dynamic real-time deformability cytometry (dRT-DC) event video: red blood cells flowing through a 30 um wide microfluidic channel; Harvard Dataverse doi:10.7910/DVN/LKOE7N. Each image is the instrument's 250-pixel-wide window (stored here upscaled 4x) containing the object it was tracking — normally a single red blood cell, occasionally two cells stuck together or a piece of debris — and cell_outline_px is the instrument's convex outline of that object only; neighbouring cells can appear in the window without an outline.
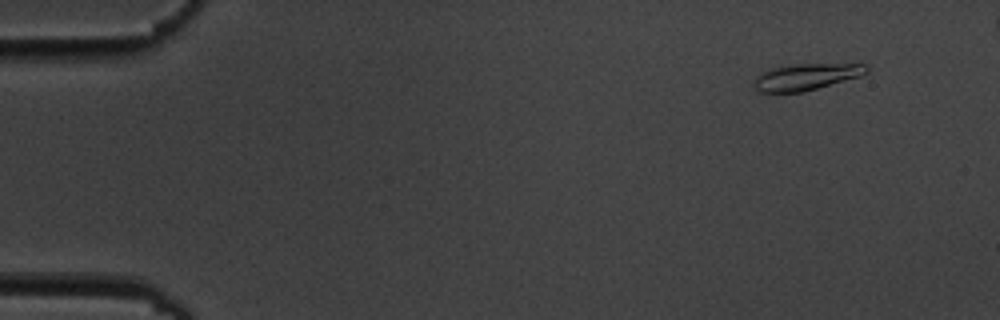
{"species": "common noctule bat (a hibernating species)", "species_latin": "Nyctalus noctula", "temperature_condition": "cold", "stored_images_in_passage": 7, "camera_frame_rate_fps": 3000, "um_per_image_px": 0.085, "animal": {"sex": "male", "body_mass_g": 19.5, "forearm_length_mm": 54.6}, "frame": {"image": 1, "passage_image": 2, "time_ms": 1.0, "image_size_px": [1000, 320], "cell_outline_px": [[868, 72], [860, 76], [804, 92], [760, 92], [756, 88], [756, 76], [768, 68], [796, 64], [864, 64], [868, 68]], "centroid_in_image_um": [68.53, 6.52], "position_along_channel_um": 16.5, "area_um2": 17.17}}
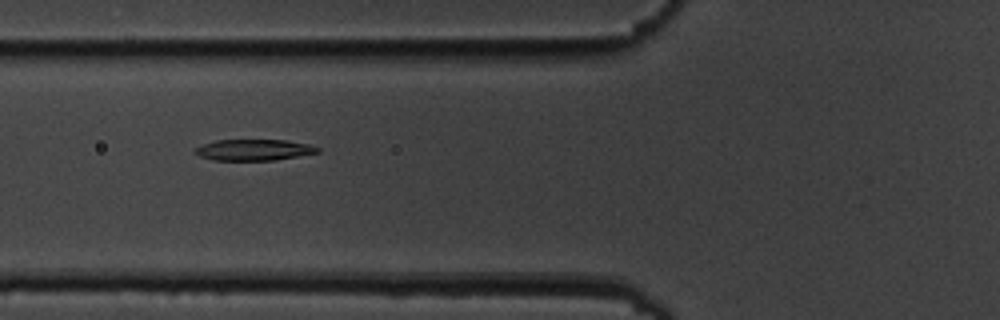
{"frame": {"image": 2, "passage_image": 6, "time_ms": 6.667, "image_size_px": [1000, 320], "cell_outline_px": [[320, 152], [276, 160], [212, 160], [200, 156], [192, 152], [196, 148], [204, 144], [216, 140], [288, 140], [308, 144], [320, 148]], "centroid_in_image_um": [21.59, 12.74], "position_along_channel_um": 104.2, "area_um2": 15.09}}
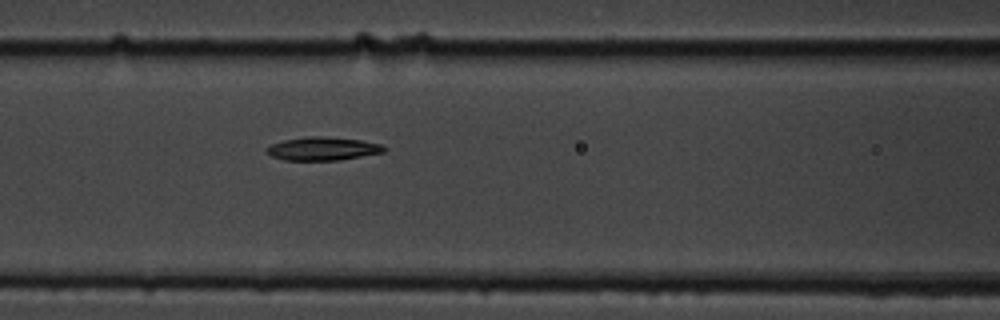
{"frame": {"image": 3, "passage_image": 7, "time_ms": 7.667, "image_size_px": [1000, 320], "cell_outline_px": [[388, 148], [384, 152], [340, 160], [284, 160], [272, 156], [264, 152], [264, 148], [272, 144], [284, 140], [308, 136], [320, 136], [360, 140], [380, 144]], "centroid_in_image_um": [27.4, 12.64], "position_along_channel_um": 139.2, "area_um2": 15.95}}